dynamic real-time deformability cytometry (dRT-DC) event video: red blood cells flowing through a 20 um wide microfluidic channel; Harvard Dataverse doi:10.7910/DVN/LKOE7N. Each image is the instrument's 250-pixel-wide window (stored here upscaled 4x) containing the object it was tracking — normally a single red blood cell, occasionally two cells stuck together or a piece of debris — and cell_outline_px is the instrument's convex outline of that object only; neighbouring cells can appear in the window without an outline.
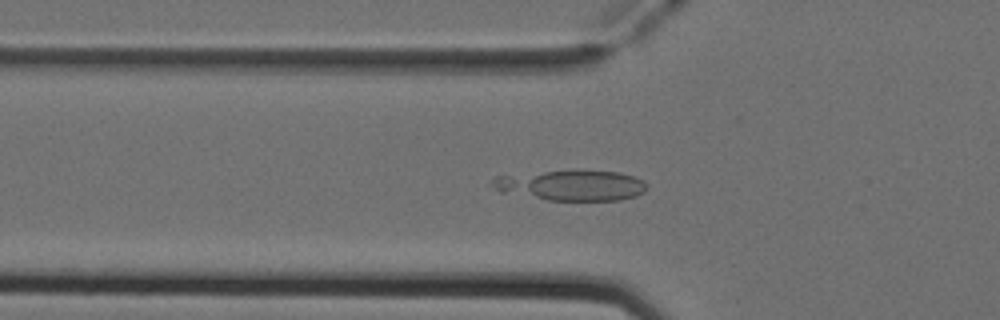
{"species": "Egyptian fruit bat (a non-hibernating species)", "species_latin": "Rousettus aegyptiacus", "temperature_condition": "cold", "stored_images_in_passage": 52, "camera_frame_rate_fps": 3000, "um_per_image_px": 0.085, "animal": {"sex": "female"}, "frame": {"image": 1, "passage_image": 18, "time_ms": 5.667, "image_size_px": [1000, 320], "cell_outline_px": [[648, 188], [644, 192], [636, 196], [620, 200], [548, 200], [500, 192], [492, 184], [492, 180], [496, 176], [544, 172], [620, 172], [636, 176], [644, 180], [648, 184]], "centroid_in_image_um": [48.64, 15.78], "position_along_channel_um": 77.2, "area_um2": 26.88}}
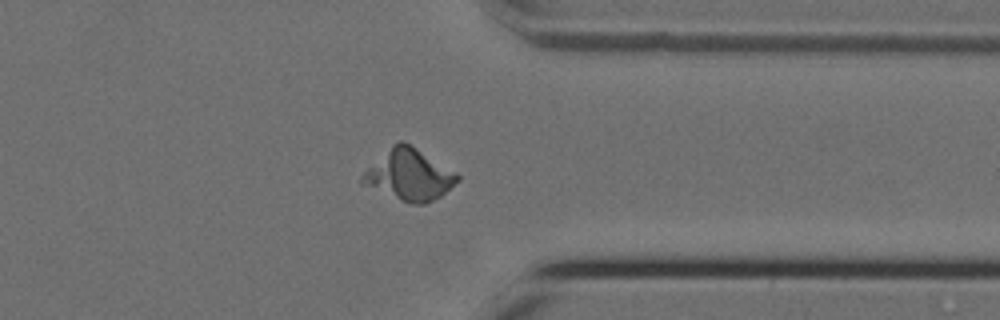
{"frame": {"image": 2, "passage_image": 41, "time_ms": 13.333, "image_size_px": [1000, 320], "cell_outline_px": [[460, 180], [440, 196], [424, 204], [412, 204], [400, 200], [360, 184], [360, 176], [392, 144], [400, 140], [404, 140], [456, 172], [460, 176]], "centroid_in_image_um": [34.77, 14.86], "position_along_channel_um": 376.6, "area_um2": 28.09}}
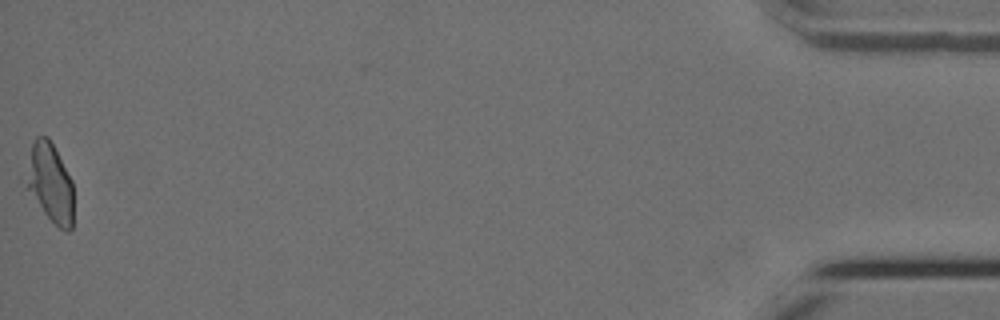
{"frame": {"image": 3, "passage_image": 52, "time_ms": 17.0, "image_size_px": [1000, 320], "cell_outline_px": [[72, 228], [68, 232], [60, 228], [44, 212], [28, 188], [28, 184], [32, 144], [36, 136], [48, 136], [72, 180]], "centroid_in_image_um": [4.32, 15.55], "position_along_channel_um": 430.9, "area_um2": 20.52}}